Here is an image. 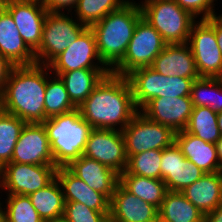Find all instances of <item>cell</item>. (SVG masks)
<instances>
[{"label": "cell", "mask_w": 222, "mask_h": 222, "mask_svg": "<svg viewBox=\"0 0 222 222\" xmlns=\"http://www.w3.org/2000/svg\"><path fill=\"white\" fill-rule=\"evenodd\" d=\"M216 148H217V156H218V159H219V164H220V167L222 168V136L216 142Z\"/></svg>", "instance_id": "cell-42"}, {"label": "cell", "mask_w": 222, "mask_h": 222, "mask_svg": "<svg viewBox=\"0 0 222 222\" xmlns=\"http://www.w3.org/2000/svg\"><path fill=\"white\" fill-rule=\"evenodd\" d=\"M13 17L26 45L35 52L40 44L48 10L41 0H9L4 7Z\"/></svg>", "instance_id": "cell-14"}, {"label": "cell", "mask_w": 222, "mask_h": 222, "mask_svg": "<svg viewBox=\"0 0 222 222\" xmlns=\"http://www.w3.org/2000/svg\"><path fill=\"white\" fill-rule=\"evenodd\" d=\"M0 222H5V216L2 207L0 208Z\"/></svg>", "instance_id": "cell-44"}, {"label": "cell", "mask_w": 222, "mask_h": 222, "mask_svg": "<svg viewBox=\"0 0 222 222\" xmlns=\"http://www.w3.org/2000/svg\"><path fill=\"white\" fill-rule=\"evenodd\" d=\"M26 122L4 110L0 112V169L11 162L14 147Z\"/></svg>", "instance_id": "cell-31"}, {"label": "cell", "mask_w": 222, "mask_h": 222, "mask_svg": "<svg viewBox=\"0 0 222 222\" xmlns=\"http://www.w3.org/2000/svg\"><path fill=\"white\" fill-rule=\"evenodd\" d=\"M175 143L181 153L205 173L221 172L217 156L216 144L208 143L202 139L181 130L175 134Z\"/></svg>", "instance_id": "cell-23"}, {"label": "cell", "mask_w": 222, "mask_h": 222, "mask_svg": "<svg viewBox=\"0 0 222 222\" xmlns=\"http://www.w3.org/2000/svg\"><path fill=\"white\" fill-rule=\"evenodd\" d=\"M176 3L183 9L189 11L195 18L208 19L216 16L215 1L216 0H175ZM214 7V9H213Z\"/></svg>", "instance_id": "cell-37"}, {"label": "cell", "mask_w": 222, "mask_h": 222, "mask_svg": "<svg viewBox=\"0 0 222 222\" xmlns=\"http://www.w3.org/2000/svg\"><path fill=\"white\" fill-rule=\"evenodd\" d=\"M54 164L66 167L83 155L90 131L93 129L81 116L78 108L43 122Z\"/></svg>", "instance_id": "cell-4"}, {"label": "cell", "mask_w": 222, "mask_h": 222, "mask_svg": "<svg viewBox=\"0 0 222 222\" xmlns=\"http://www.w3.org/2000/svg\"><path fill=\"white\" fill-rule=\"evenodd\" d=\"M121 132L128 159L141 152L163 150L171 146L176 134L170 127L150 120L140 111Z\"/></svg>", "instance_id": "cell-10"}, {"label": "cell", "mask_w": 222, "mask_h": 222, "mask_svg": "<svg viewBox=\"0 0 222 222\" xmlns=\"http://www.w3.org/2000/svg\"><path fill=\"white\" fill-rule=\"evenodd\" d=\"M188 44L200 77L222 76V54L215 36V16L198 19L192 25Z\"/></svg>", "instance_id": "cell-9"}, {"label": "cell", "mask_w": 222, "mask_h": 222, "mask_svg": "<svg viewBox=\"0 0 222 222\" xmlns=\"http://www.w3.org/2000/svg\"><path fill=\"white\" fill-rule=\"evenodd\" d=\"M5 203V222H45L27 195H7Z\"/></svg>", "instance_id": "cell-35"}, {"label": "cell", "mask_w": 222, "mask_h": 222, "mask_svg": "<svg viewBox=\"0 0 222 222\" xmlns=\"http://www.w3.org/2000/svg\"><path fill=\"white\" fill-rule=\"evenodd\" d=\"M109 213L95 211L80 202H65L62 222H108Z\"/></svg>", "instance_id": "cell-36"}, {"label": "cell", "mask_w": 222, "mask_h": 222, "mask_svg": "<svg viewBox=\"0 0 222 222\" xmlns=\"http://www.w3.org/2000/svg\"><path fill=\"white\" fill-rule=\"evenodd\" d=\"M151 68L163 76L198 79L195 60L188 43L167 44L155 58Z\"/></svg>", "instance_id": "cell-20"}, {"label": "cell", "mask_w": 222, "mask_h": 222, "mask_svg": "<svg viewBox=\"0 0 222 222\" xmlns=\"http://www.w3.org/2000/svg\"><path fill=\"white\" fill-rule=\"evenodd\" d=\"M119 183L131 194L158 209L168 192L163 180L134 174H120Z\"/></svg>", "instance_id": "cell-27"}, {"label": "cell", "mask_w": 222, "mask_h": 222, "mask_svg": "<svg viewBox=\"0 0 222 222\" xmlns=\"http://www.w3.org/2000/svg\"><path fill=\"white\" fill-rule=\"evenodd\" d=\"M64 12H48L43 25L41 44L34 52L37 64L48 65L66 50L87 28L75 16ZM77 21V22H76Z\"/></svg>", "instance_id": "cell-7"}, {"label": "cell", "mask_w": 222, "mask_h": 222, "mask_svg": "<svg viewBox=\"0 0 222 222\" xmlns=\"http://www.w3.org/2000/svg\"><path fill=\"white\" fill-rule=\"evenodd\" d=\"M133 1L128 0L90 27L95 35L99 56L110 70L123 59L136 24L142 18L139 3Z\"/></svg>", "instance_id": "cell-3"}, {"label": "cell", "mask_w": 222, "mask_h": 222, "mask_svg": "<svg viewBox=\"0 0 222 222\" xmlns=\"http://www.w3.org/2000/svg\"><path fill=\"white\" fill-rule=\"evenodd\" d=\"M217 124H218L220 134L222 136V111L217 113Z\"/></svg>", "instance_id": "cell-43"}, {"label": "cell", "mask_w": 222, "mask_h": 222, "mask_svg": "<svg viewBox=\"0 0 222 222\" xmlns=\"http://www.w3.org/2000/svg\"><path fill=\"white\" fill-rule=\"evenodd\" d=\"M14 65H12L2 54H0V95L6 85L9 74Z\"/></svg>", "instance_id": "cell-39"}, {"label": "cell", "mask_w": 222, "mask_h": 222, "mask_svg": "<svg viewBox=\"0 0 222 222\" xmlns=\"http://www.w3.org/2000/svg\"><path fill=\"white\" fill-rule=\"evenodd\" d=\"M193 107H210L216 113L222 111V83L216 77L195 79L190 92Z\"/></svg>", "instance_id": "cell-29"}, {"label": "cell", "mask_w": 222, "mask_h": 222, "mask_svg": "<svg viewBox=\"0 0 222 222\" xmlns=\"http://www.w3.org/2000/svg\"><path fill=\"white\" fill-rule=\"evenodd\" d=\"M160 169L161 180L166 184L167 190L172 192H182L206 174L185 158L175 142L162 150Z\"/></svg>", "instance_id": "cell-17"}, {"label": "cell", "mask_w": 222, "mask_h": 222, "mask_svg": "<svg viewBox=\"0 0 222 222\" xmlns=\"http://www.w3.org/2000/svg\"><path fill=\"white\" fill-rule=\"evenodd\" d=\"M126 77L138 110L153 98L190 96L195 81L190 78L163 76L151 67L135 69Z\"/></svg>", "instance_id": "cell-6"}, {"label": "cell", "mask_w": 222, "mask_h": 222, "mask_svg": "<svg viewBox=\"0 0 222 222\" xmlns=\"http://www.w3.org/2000/svg\"><path fill=\"white\" fill-rule=\"evenodd\" d=\"M215 36L222 54V17L220 14L215 16Z\"/></svg>", "instance_id": "cell-41"}, {"label": "cell", "mask_w": 222, "mask_h": 222, "mask_svg": "<svg viewBox=\"0 0 222 222\" xmlns=\"http://www.w3.org/2000/svg\"><path fill=\"white\" fill-rule=\"evenodd\" d=\"M33 207L45 222H61L65 200L60 182L55 177L48 185L29 195Z\"/></svg>", "instance_id": "cell-26"}, {"label": "cell", "mask_w": 222, "mask_h": 222, "mask_svg": "<svg viewBox=\"0 0 222 222\" xmlns=\"http://www.w3.org/2000/svg\"><path fill=\"white\" fill-rule=\"evenodd\" d=\"M11 162L55 165L43 123H26L14 147Z\"/></svg>", "instance_id": "cell-15"}, {"label": "cell", "mask_w": 222, "mask_h": 222, "mask_svg": "<svg viewBox=\"0 0 222 222\" xmlns=\"http://www.w3.org/2000/svg\"><path fill=\"white\" fill-rule=\"evenodd\" d=\"M128 0H78L74 11L75 18L90 28L107 14L118 10Z\"/></svg>", "instance_id": "cell-33"}, {"label": "cell", "mask_w": 222, "mask_h": 222, "mask_svg": "<svg viewBox=\"0 0 222 222\" xmlns=\"http://www.w3.org/2000/svg\"><path fill=\"white\" fill-rule=\"evenodd\" d=\"M139 5L142 18L160 33L167 44L188 43L197 18L175 0H144Z\"/></svg>", "instance_id": "cell-5"}, {"label": "cell", "mask_w": 222, "mask_h": 222, "mask_svg": "<svg viewBox=\"0 0 222 222\" xmlns=\"http://www.w3.org/2000/svg\"><path fill=\"white\" fill-rule=\"evenodd\" d=\"M193 110L190 96L159 97L148 101L139 111L154 122L173 131L185 130Z\"/></svg>", "instance_id": "cell-16"}, {"label": "cell", "mask_w": 222, "mask_h": 222, "mask_svg": "<svg viewBox=\"0 0 222 222\" xmlns=\"http://www.w3.org/2000/svg\"><path fill=\"white\" fill-rule=\"evenodd\" d=\"M96 60L97 63H95ZM48 67L51 72H69L78 69H109L102 62L94 32L88 27L66 50L56 56L48 64Z\"/></svg>", "instance_id": "cell-13"}, {"label": "cell", "mask_w": 222, "mask_h": 222, "mask_svg": "<svg viewBox=\"0 0 222 222\" xmlns=\"http://www.w3.org/2000/svg\"><path fill=\"white\" fill-rule=\"evenodd\" d=\"M49 75L52 73L48 65L14 66L0 95L2 110L26 123H43L46 120L44 101Z\"/></svg>", "instance_id": "cell-2"}, {"label": "cell", "mask_w": 222, "mask_h": 222, "mask_svg": "<svg viewBox=\"0 0 222 222\" xmlns=\"http://www.w3.org/2000/svg\"><path fill=\"white\" fill-rule=\"evenodd\" d=\"M56 178L61 184L65 202H80L95 211L110 213V200L90 188L66 167L57 168Z\"/></svg>", "instance_id": "cell-22"}, {"label": "cell", "mask_w": 222, "mask_h": 222, "mask_svg": "<svg viewBox=\"0 0 222 222\" xmlns=\"http://www.w3.org/2000/svg\"><path fill=\"white\" fill-rule=\"evenodd\" d=\"M203 215L222 204V171L206 173L181 192Z\"/></svg>", "instance_id": "cell-24"}, {"label": "cell", "mask_w": 222, "mask_h": 222, "mask_svg": "<svg viewBox=\"0 0 222 222\" xmlns=\"http://www.w3.org/2000/svg\"><path fill=\"white\" fill-rule=\"evenodd\" d=\"M48 12H63L67 9L69 13L75 8L78 0H41Z\"/></svg>", "instance_id": "cell-38"}, {"label": "cell", "mask_w": 222, "mask_h": 222, "mask_svg": "<svg viewBox=\"0 0 222 222\" xmlns=\"http://www.w3.org/2000/svg\"><path fill=\"white\" fill-rule=\"evenodd\" d=\"M166 45L160 33L144 18H141L136 24L123 59L111 72L127 76L135 69L151 67Z\"/></svg>", "instance_id": "cell-8"}, {"label": "cell", "mask_w": 222, "mask_h": 222, "mask_svg": "<svg viewBox=\"0 0 222 222\" xmlns=\"http://www.w3.org/2000/svg\"><path fill=\"white\" fill-rule=\"evenodd\" d=\"M204 222H222V204L205 214Z\"/></svg>", "instance_id": "cell-40"}, {"label": "cell", "mask_w": 222, "mask_h": 222, "mask_svg": "<svg viewBox=\"0 0 222 222\" xmlns=\"http://www.w3.org/2000/svg\"><path fill=\"white\" fill-rule=\"evenodd\" d=\"M158 218V208L128 192L117 184L110 199L111 222H153Z\"/></svg>", "instance_id": "cell-18"}, {"label": "cell", "mask_w": 222, "mask_h": 222, "mask_svg": "<svg viewBox=\"0 0 222 222\" xmlns=\"http://www.w3.org/2000/svg\"><path fill=\"white\" fill-rule=\"evenodd\" d=\"M162 150H148L128 159L126 170L121 174H134L161 180Z\"/></svg>", "instance_id": "cell-34"}, {"label": "cell", "mask_w": 222, "mask_h": 222, "mask_svg": "<svg viewBox=\"0 0 222 222\" xmlns=\"http://www.w3.org/2000/svg\"><path fill=\"white\" fill-rule=\"evenodd\" d=\"M77 108L93 129L120 131L139 111L128 78L112 72L103 77Z\"/></svg>", "instance_id": "cell-1"}, {"label": "cell", "mask_w": 222, "mask_h": 222, "mask_svg": "<svg viewBox=\"0 0 222 222\" xmlns=\"http://www.w3.org/2000/svg\"><path fill=\"white\" fill-rule=\"evenodd\" d=\"M56 165L10 162L0 169V187L8 195H27L44 188L56 177Z\"/></svg>", "instance_id": "cell-11"}, {"label": "cell", "mask_w": 222, "mask_h": 222, "mask_svg": "<svg viewBox=\"0 0 222 222\" xmlns=\"http://www.w3.org/2000/svg\"><path fill=\"white\" fill-rule=\"evenodd\" d=\"M9 0H0V9H3Z\"/></svg>", "instance_id": "cell-45"}, {"label": "cell", "mask_w": 222, "mask_h": 222, "mask_svg": "<svg viewBox=\"0 0 222 222\" xmlns=\"http://www.w3.org/2000/svg\"><path fill=\"white\" fill-rule=\"evenodd\" d=\"M64 82L69 98L78 107L91 94L110 69H78L69 72H51Z\"/></svg>", "instance_id": "cell-25"}, {"label": "cell", "mask_w": 222, "mask_h": 222, "mask_svg": "<svg viewBox=\"0 0 222 222\" xmlns=\"http://www.w3.org/2000/svg\"><path fill=\"white\" fill-rule=\"evenodd\" d=\"M165 222H204V215L181 193L168 191L158 209Z\"/></svg>", "instance_id": "cell-28"}, {"label": "cell", "mask_w": 222, "mask_h": 222, "mask_svg": "<svg viewBox=\"0 0 222 222\" xmlns=\"http://www.w3.org/2000/svg\"><path fill=\"white\" fill-rule=\"evenodd\" d=\"M0 188H1V187H0ZM0 199H1V198H0ZM2 204H4V203L0 201V208L4 206V205H2Z\"/></svg>", "instance_id": "cell-47"}, {"label": "cell", "mask_w": 222, "mask_h": 222, "mask_svg": "<svg viewBox=\"0 0 222 222\" xmlns=\"http://www.w3.org/2000/svg\"><path fill=\"white\" fill-rule=\"evenodd\" d=\"M66 168L90 188L104 194L109 200L119 183V174L100 162L81 155L71 161Z\"/></svg>", "instance_id": "cell-19"}, {"label": "cell", "mask_w": 222, "mask_h": 222, "mask_svg": "<svg viewBox=\"0 0 222 222\" xmlns=\"http://www.w3.org/2000/svg\"><path fill=\"white\" fill-rule=\"evenodd\" d=\"M153 222H165L163 220H161L159 217L157 219H155Z\"/></svg>", "instance_id": "cell-46"}, {"label": "cell", "mask_w": 222, "mask_h": 222, "mask_svg": "<svg viewBox=\"0 0 222 222\" xmlns=\"http://www.w3.org/2000/svg\"><path fill=\"white\" fill-rule=\"evenodd\" d=\"M44 104L46 119L77 108L70 100L64 82L56 75L47 79Z\"/></svg>", "instance_id": "cell-32"}, {"label": "cell", "mask_w": 222, "mask_h": 222, "mask_svg": "<svg viewBox=\"0 0 222 222\" xmlns=\"http://www.w3.org/2000/svg\"><path fill=\"white\" fill-rule=\"evenodd\" d=\"M0 54L14 66L36 64L34 52L23 41L13 17L0 9Z\"/></svg>", "instance_id": "cell-21"}, {"label": "cell", "mask_w": 222, "mask_h": 222, "mask_svg": "<svg viewBox=\"0 0 222 222\" xmlns=\"http://www.w3.org/2000/svg\"><path fill=\"white\" fill-rule=\"evenodd\" d=\"M185 130L208 143L216 144L221 138L217 124V113L210 107H193Z\"/></svg>", "instance_id": "cell-30"}, {"label": "cell", "mask_w": 222, "mask_h": 222, "mask_svg": "<svg viewBox=\"0 0 222 222\" xmlns=\"http://www.w3.org/2000/svg\"><path fill=\"white\" fill-rule=\"evenodd\" d=\"M83 155L104 164L119 175L126 170L128 164L120 130L92 129Z\"/></svg>", "instance_id": "cell-12"}]
</instances>
